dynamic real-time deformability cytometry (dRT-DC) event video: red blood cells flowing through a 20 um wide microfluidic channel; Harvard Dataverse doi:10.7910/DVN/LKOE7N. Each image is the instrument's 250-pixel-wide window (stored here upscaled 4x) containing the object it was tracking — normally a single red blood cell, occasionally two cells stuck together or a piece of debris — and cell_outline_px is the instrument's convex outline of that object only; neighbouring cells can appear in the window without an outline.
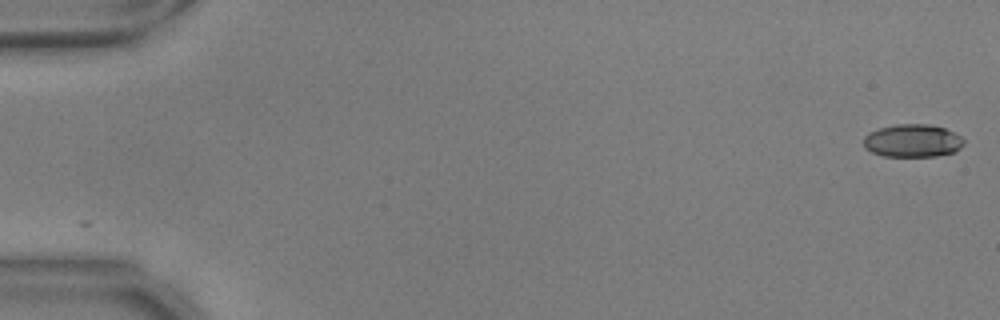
{"species": "common noctule bat (a hibernating species)", "species_latin": "Nyctalus noctula", "temperature_condition": "warm", "stored_images_in_passage": 55, "camera_frame_rate_fps": 3000, "um_per_image_px": 0.085, "animal": {"sex": "male", "body_mass_g": 17.9, "forearm_length_mm": 54.2}, "frame": {"image": 1, "passage_image": 1, "time_ms": 0.0, "image_size_px": [1000, 320], "cell_outline_px": [[964, 144], [956, 152], [936, 156], [884, 156], [872, 152], [864, 148], [864, 136], [868, 132], [880, 128], [896, 124], [928, 124], [944, 128], [960, 136], [964, 140]], "centroid_in_image_um": [77.56, 11.96], "position_along_channel_um": 7.4, "area_um2": 19.25}}
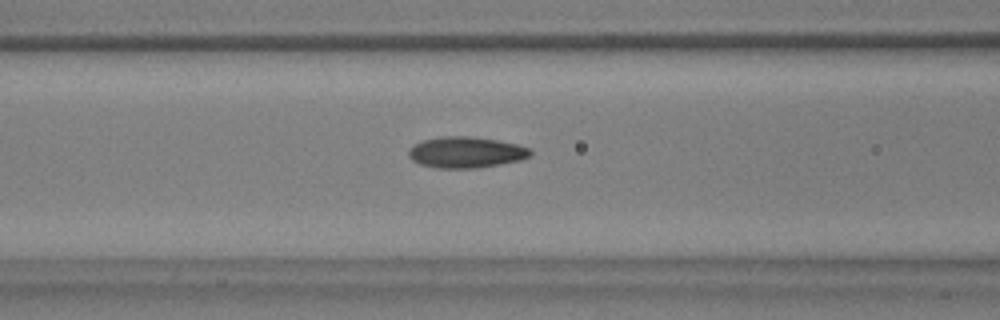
{"frame": {"image": 2, "passage_image": 23, "time_ms": 7.333, "image_size_px": [1000, 320], "cell_outline_px": [[532, 156], [520, 160], [500, 164], [476, 168], [436, 168], [420, 164], [412, 160], [408, 156], [408, 152], [416, 144], [424, 140], [440, 136], [468, 136], [500, 140], [532, 148]], "centroid_in_image_um": [39.65, 12.94], "position_along_channel_um": 126.9, "area_um2": 22.14}}
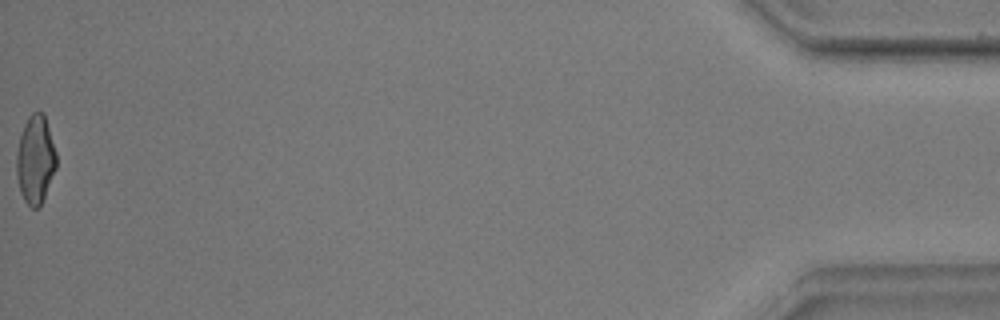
{"frame": {"image": 3, "passage_image": 55, "time_ms": 18.0, "image_size_px": [1000, 320], "cell_outline_px": [[56, 168], [44, 196], [40, 204], [36, 208], [32, 208], [24, 200], [20, 192], [16, 172], [16, 156], [20, 136], [24, 124], [28, 116], [32, 112], [44, 112], [56, 152]], "centroid_in_image_um": [3.0, 13.53], "position_along_channel_um": 432.2, "area_um2": 20.35}, "authors_computed_cell_mechanics": {"area_um2": 20.808, "velocity_mm_per_s": 3.7352, "shape_relaxation_time_tau1_ms": 7.1797, "shape_relaxation_time_tau2_ms": 1.6911, "deformation_change_tau1": 0.2061, "deformation_change_tau2": 0.0838}}